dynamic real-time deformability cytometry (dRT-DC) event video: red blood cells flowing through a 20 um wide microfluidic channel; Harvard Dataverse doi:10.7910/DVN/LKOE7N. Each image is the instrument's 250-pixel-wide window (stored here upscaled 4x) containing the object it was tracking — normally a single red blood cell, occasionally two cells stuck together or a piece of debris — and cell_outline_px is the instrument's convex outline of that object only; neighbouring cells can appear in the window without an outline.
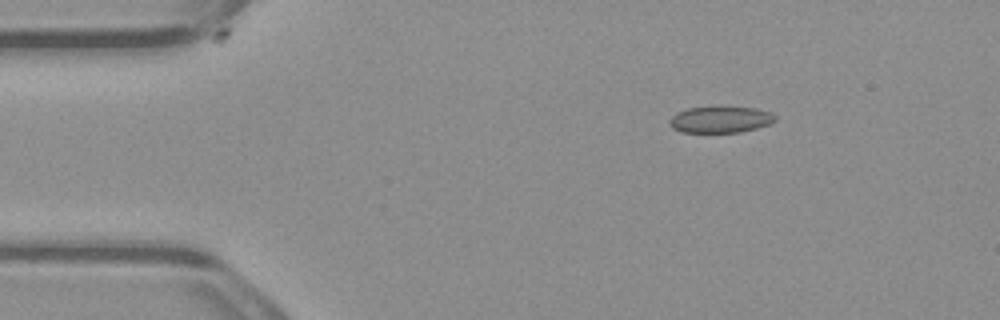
{"species": "common noctule bat (a hibernating species)", "species_latin": "Nyctalus noctula", "temperature_condition": "warm", "stored_images_in_passage": 5, "camera_frame_rate_fps": 3000, "um_per_image_px": 0.085, "animal": {"sex": "male", "body_mass_g": 23.1, "forearm_length_mm": 52.7}, "frame": {"image": 1, "passage_image": 3, "time_ms": 0.667, "image_size_px": [1000, 320], "cell_outline_px": [[776, 120], [768, 124], [756, 128], [740, 132], [680, 132], [672, 128], [668, 124], [668, 120], [676, 112], [688, 108], [720, 104], [756, 108], [772, 112], [776, 116]], "centroid_in_image_um": [61.21, 10.11], "position_along_channel_um": 23.8, "area_um2": 17.05}}